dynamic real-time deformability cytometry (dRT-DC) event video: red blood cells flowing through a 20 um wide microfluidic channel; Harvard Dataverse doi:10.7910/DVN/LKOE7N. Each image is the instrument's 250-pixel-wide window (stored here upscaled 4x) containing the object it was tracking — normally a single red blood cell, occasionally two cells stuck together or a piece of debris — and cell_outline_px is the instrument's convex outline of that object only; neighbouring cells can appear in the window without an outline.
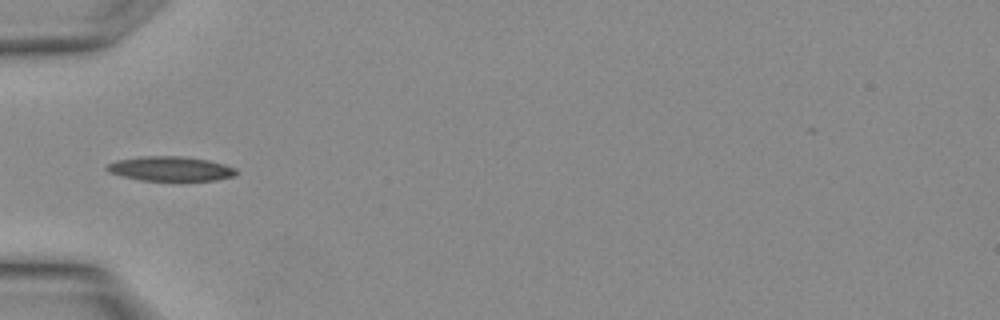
{"species": "Egyptian fruit bat (a non-hibernating species)", "species_latin": "Rousettus aegyptiacus", "temperature_condition": "warm", "stored_images_in_passage": 10, "camera_frame_rate_fps": 3000, "um_per_image_px": 0.085, "animal": {"sex": "female"}, "frame": {"image": 1, "passage_image": 5, "time_ms": 1.333, "image_size_px": [1000, 320], "cell_outline_px": [[236, 176], [216, 180], [140, 180], [108, 172], [104, 168], [108, 164], [116, 160], [140, 156], [184, 156], [208, 160], [224, 164], [236, 168]], "centroid_in_image_um": [14.49, 14.33], "position_along_channel_um": 70.5, "area_um2": 18.5}}
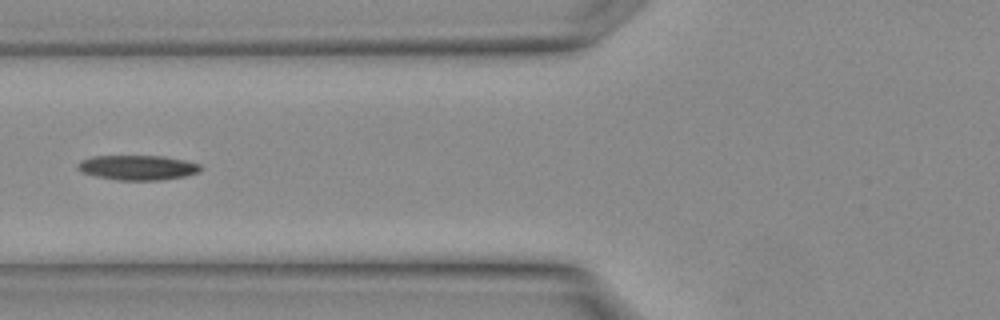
{"frame": {"image": 2, "passage_image": 7, "time_ms": 2.0, "image_size_px": [1000, 320], "cell_outline_px": [[200, 172], [184, 176], [160, 180], [120, 180], [100, 176], [84, 172], [76, 168], [76, 164], [92, 156], [164, 156], [184, 160], [200, 164]], "centroid_in_image_um": [11.73, 14.23], "position_along_channel_um": 114.1, "area_um2": 17.46}}
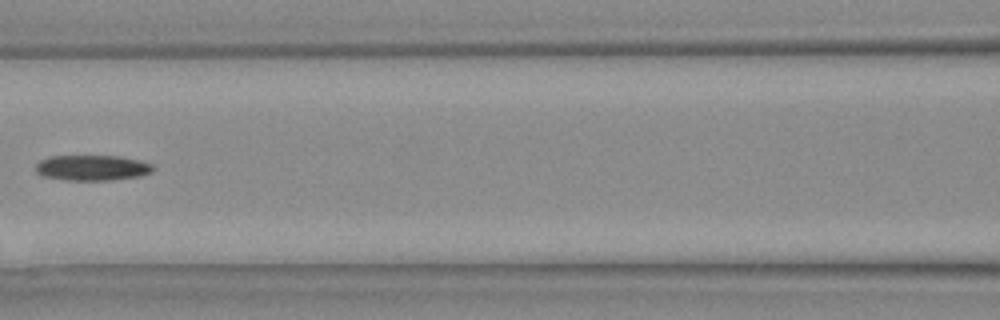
{"frame": {"image": 3, "passage_image": 9, "time_ms": 2.667, "image_size_px": [1000, 320], "cell_outline_px": [[152, 172], [140, 176], [112, 180], [68, 180], [44, 176], [36, 172], [36, 164], [40, 160], [52, 156], [120, 156], [152, 164]], "centroid_in_image_um": [7.82, 14.26], "position_along_channel_um": 158.8, "area_um2": 17.22}}